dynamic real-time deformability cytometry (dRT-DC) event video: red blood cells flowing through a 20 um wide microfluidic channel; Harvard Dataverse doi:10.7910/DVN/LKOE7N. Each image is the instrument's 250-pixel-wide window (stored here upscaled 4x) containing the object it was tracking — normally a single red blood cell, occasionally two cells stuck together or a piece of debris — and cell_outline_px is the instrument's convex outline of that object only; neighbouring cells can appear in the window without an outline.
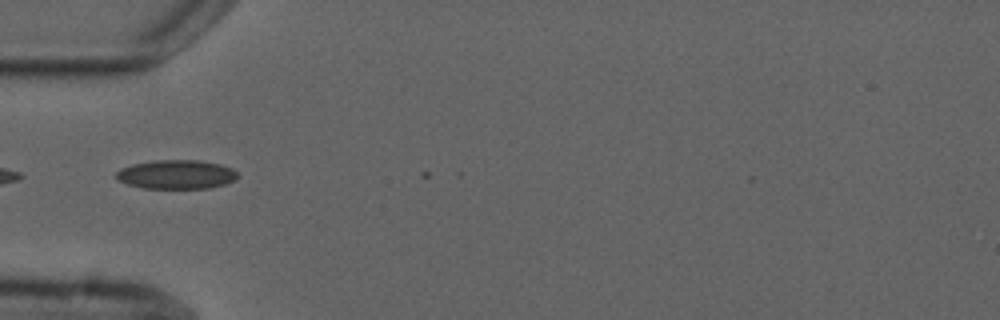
{"species": "common noctule bat (a hibernating species)", "species_latin": "Nyctalus noctula", "temperature_condition": "cold", "stored_images_in_passage": 5, "camera_frame_rate_fps": 3000, "um_per_image_px": 0.085, "animal": {"sex": "male", "forearm_length_mm": 52.5}, "frame": {"image": 1, "passage_image": 3, "time_ms": 2.333, "image_size_px": [1000, 320], "cell_outline_px": [[240, 176], [236, 180], [224, 184], [208, 188], [144, 188], [128, 184], [116, 180], [116, 172], [120, 168], [132, 164], [156, 160], [200, 160], [220, 164], [232, 168]], "centroid_in_image_um": [15.0, 14.82], "position_along_channel_um": 70.0, "area_um2": 20.63}}
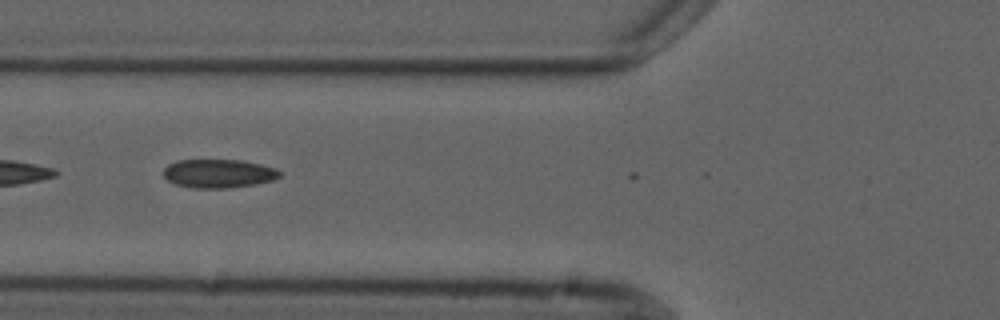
{"frame": {"image": 2, "passage_image": 4, "time_ms": 3.333, "image_size_px": [1000, 320], "cell_outline_px": [[280, 176], [272, 180], [256, 184], [228, 188], [192, 188], [176, 184], [168, 180], [164, 176], [164, 168], [168, 164], [176, 160], [240, 160], [260, 164], [276, 168], [280, 172]], "centroid_in_image_um": [18.56, 14.75], "position_along_channel_um": 107.2, "area_um2": 19.36}}